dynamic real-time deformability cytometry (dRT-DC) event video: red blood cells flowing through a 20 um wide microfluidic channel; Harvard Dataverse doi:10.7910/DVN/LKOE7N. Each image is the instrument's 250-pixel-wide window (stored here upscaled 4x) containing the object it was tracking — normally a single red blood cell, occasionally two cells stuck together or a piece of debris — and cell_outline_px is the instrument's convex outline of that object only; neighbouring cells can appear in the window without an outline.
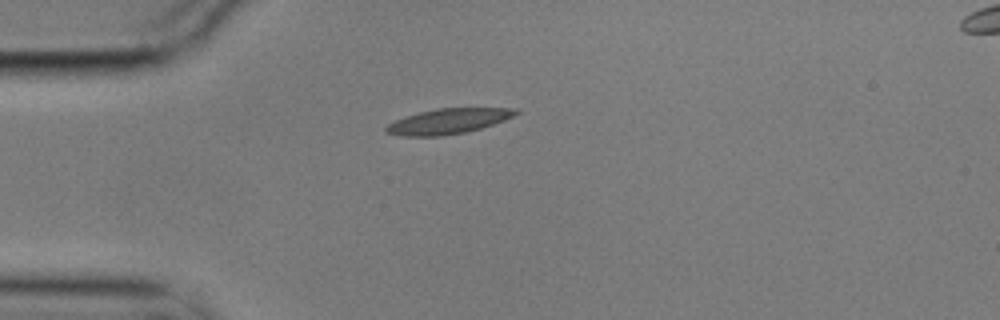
{"species": "common noctule bat (a hibernating species)", "species_latin": "Nyctalus noctula", "temperature_condition": "cold", "stored_images_in_passage": 7, "camera_frame_rate_fps": 3000, "um_per_image_px": 0.085, "animal": {"sex": "male", "body_mass_g": 17.9}, "frame": {"image": 1, "passage_image": 1, "time_ms": 0.0, "image_size_px": [1000, 320], "cell_outline_px": [[520, 112], [504, 120], [480, 128], [464, 132], [440, 136], [400, 136], [384, 132], [384, 128], [388, 124], [404, 116], [436, 108], [516, 108]], "centroid_in_image_um": [38.05, 10.3], "position_along_channel_um": 47.0, "area_um2": 18.96}}
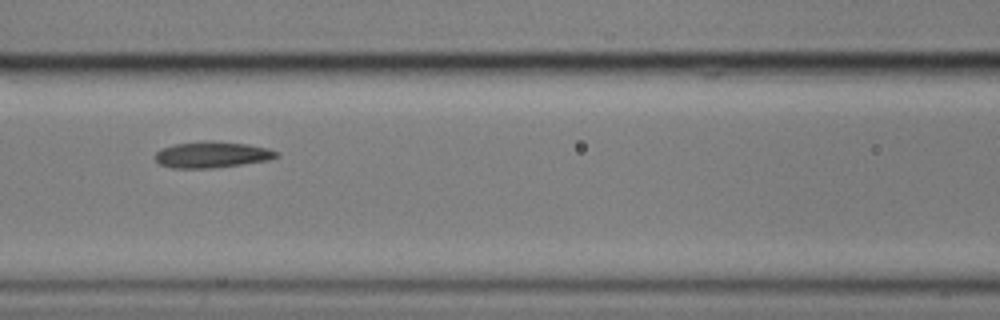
{"frame": {"image": 2, "passage_image": 4, "time_ms": 1.0, "image_size_px": [1000, 320], "cell_outline_px": [[280, 156], [268, 160], [244, 164], [216, 168], [172, 168], [160, 164], [152, 156], [160, 148], [176, 144], [248, 144], [268, 148], [280, 152]], "centroid_in_image_um": [18.03, 13.21], "position_along_channel_um": 148.6, "area_um2": 17.74}}
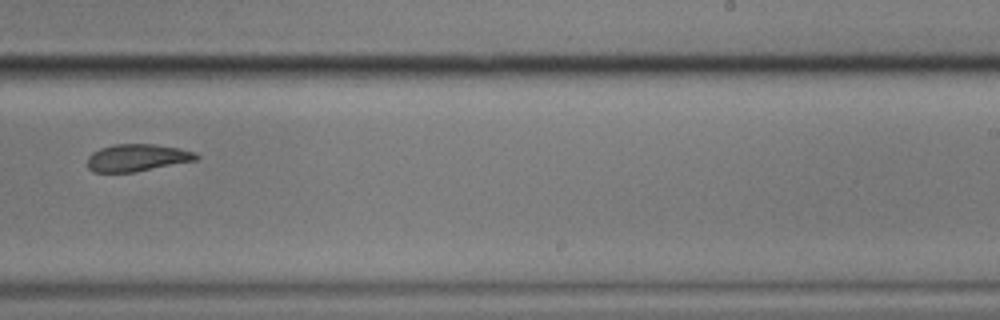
{"frame": {"image": 3, "passage_image": 7, "time_ms": 2.0, "image_size_px": [1000, 320], "cell_outline_px": [[200, 156], [196, 160], [132, 172], [92, 172], [88, 168], [88, 156], [92, 152], [100, 148], [116, 144], [156, 144], [180, 148], [196, 152]], "centroid_in_image_um": [11.65, 13.39], "position_along_channel_um": 277.3, "area_um2": 17.22}}